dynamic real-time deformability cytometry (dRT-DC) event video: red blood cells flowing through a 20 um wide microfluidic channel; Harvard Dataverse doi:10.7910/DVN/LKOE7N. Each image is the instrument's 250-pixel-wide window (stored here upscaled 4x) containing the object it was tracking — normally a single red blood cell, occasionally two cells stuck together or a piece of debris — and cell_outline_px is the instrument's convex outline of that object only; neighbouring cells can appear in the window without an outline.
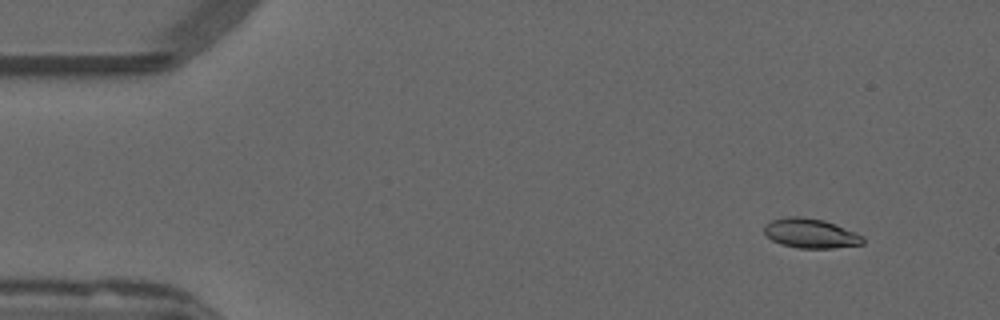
{"species": "common noctule bat (a hibernating species)", "species_latin": "Nyctalus noctula", "temperature_condition": "warm", "stored_images_in_passage": 51, "camera_frame_rate_fps": 3000, "um_per_image_px": 0.085, "animal": {"sex": "male", "forearm_length_mm": 52.5}, "frame": {"image": 1, "passage_image": 3, "time_ms": 0.667, "image_size_px": [1000, 320], "cell_outline_px": [[864, 244], [832, 248], [800, 248], [780, 244], [772, 240], [764, 232], [764, 224], [772, 220], [788, 216], [800, 216], [824, 220], [856, 232], [864, 236]], "centroid_in_image_um": [68.91, 19.83], "position_along_channel_um": 16.1, "area_um2": 17.05}}
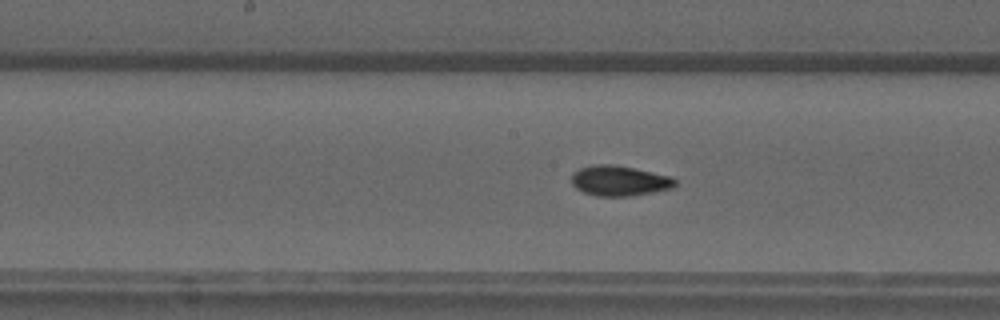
{"frame": {"image": 2, "passage_image": 25, "time_ms": 8.0, "image_size_px": [1000, 320], "cell_outline_px": [[676, 188], [628, 196], [596, 196], [584, 192], [576, 188], [572, 184], [572, 172], [580, 168], [592, 164], [612, 164], [672, 176], [676, 180]], "centroid_in_image_um": [52.65, 15.36], "position_along_channel_um": 195.5, "area_um2": 18.32}}
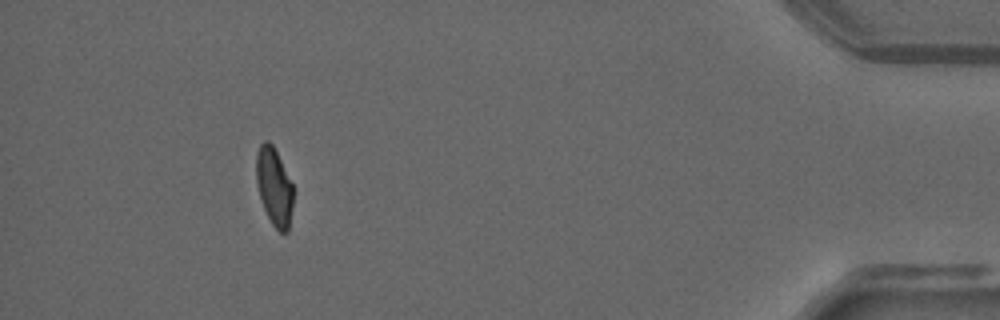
{"frame": {"image": 3, "passage_image": 47, "time_ms": 15.333, "image_size_px": [1000, 320], "cell_outline_px": [[292, 204], [288, 232], [280, 232], [272, 224], [260, 200], [256, 184], [256, 152], [260, 144], [264, 140], [268, 140], [272, 144], [292, 184]], "centroid_in_image_um": [23.26, 15.85], "position_along_channel_um": 411.9, "area_um2": 16.59}, "authors_computed_cell_mechanics": {"area_um2": 17.5134, "velocity_mm_per_s": 3.838, "shape_relaxation_time_tau1_ms": null, "shape_relaxation_time_tau2_ms": 1.4725, "deformation_change_tau1": null, "deformation_change_tau2": 0.063}}